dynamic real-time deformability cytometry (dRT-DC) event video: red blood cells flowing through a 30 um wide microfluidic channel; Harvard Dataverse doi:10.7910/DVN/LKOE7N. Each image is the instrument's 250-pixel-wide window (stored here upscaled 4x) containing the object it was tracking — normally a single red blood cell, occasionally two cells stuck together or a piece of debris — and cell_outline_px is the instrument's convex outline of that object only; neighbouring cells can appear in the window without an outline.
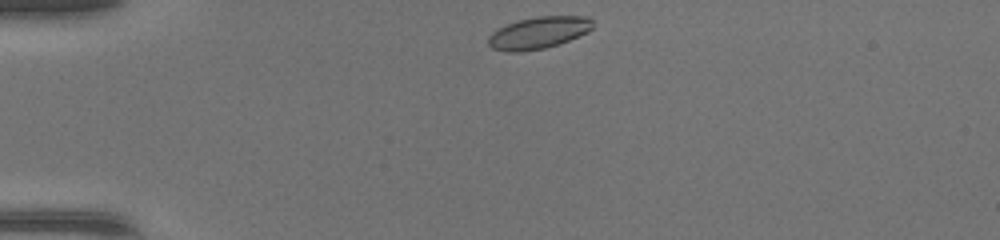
{"species": "common noctule bat (a hibernating species)", "species_latin": "Nyctalus noctula", "temperature_condition": "warm", "stored_images_in_passage": 37, "camera_frame_rate_fps": 3000, "um_per_image_px": 0.085, "animal": {"sex": "female", "body_mass_g": 17.0, "forearm_length_mm": 48.0}, "frame": {"image": 1, "passage_image": 1, "time_ms": 0.0, "image_size_px": [1000, 240], "cell_outline_px": [[592, 28], [588, 32], [568, 40], [544, 48], [520, 52], [508, 52], [492, 48], [488, 44], [488, 36], [492, 32], [508, 24], [520, 20], [540, 16], [588, 16], [592, 20]], "centroid_in_image_um": [45.77, 2.78], "position_along_channel_um": 39.2, "area_um2": 19.19}}
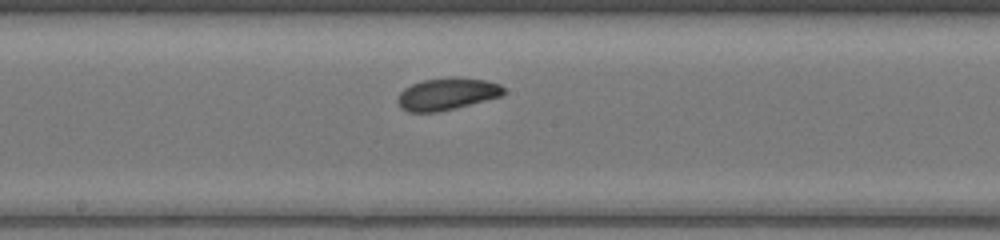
{"frame": {"image": 2, "passage_image": 16, "time_ms": 5.0, "image_size_px": [1000, 240], "cell_outline_px": [[504, 92], [500, 96], [456, 108], [440, 112], [408, 112], [400, 108], [396, 100], [400, 92], [404, 88], [412, 84], [424, 80], [448, 76], [452, 76], [484, 80], [500, 84], [504, 88]], "centroid_in_image_um": [37.95, 7.98], "position_along_channel_um": 210.3, "area_um2": 19.94}}
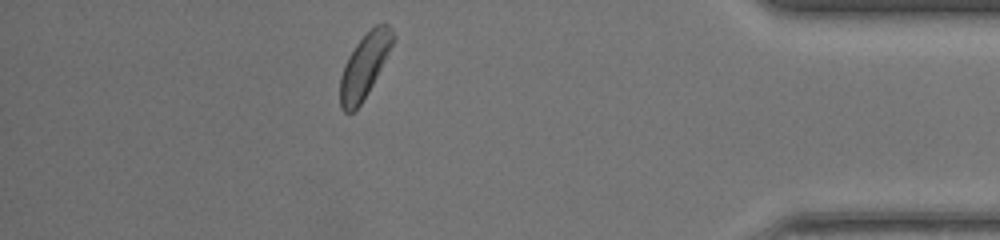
{"frame": {"image": 3, "passage_image": 32, "time_ms": 10.333, "image_size_px": [1000, 240], "cell_outline_px": [[396, 36], [368, 92], [360, 104], [352, 112], [344, 112], [340, 108], [340, 76], [344, 64], [348, 56], [356, 44], [376, 24], [384, 20], [392, 28]], "centroid_in_image_um": [30.97, 5.56], "position_along_channel_um": 404.2, "area_um2": 19.36}, "authors_computed_cell_mechanics": {"area_um2": 19.363, "velocity_mm_per_s": 4.3593, "shape_relaxation_time_tau1_ms": 2.2401, "shape_relaxation_time_tau2_ms": 2.731, "deformation_change_tau1": 0.0731, "deformation_change_tau2": 0.09}}